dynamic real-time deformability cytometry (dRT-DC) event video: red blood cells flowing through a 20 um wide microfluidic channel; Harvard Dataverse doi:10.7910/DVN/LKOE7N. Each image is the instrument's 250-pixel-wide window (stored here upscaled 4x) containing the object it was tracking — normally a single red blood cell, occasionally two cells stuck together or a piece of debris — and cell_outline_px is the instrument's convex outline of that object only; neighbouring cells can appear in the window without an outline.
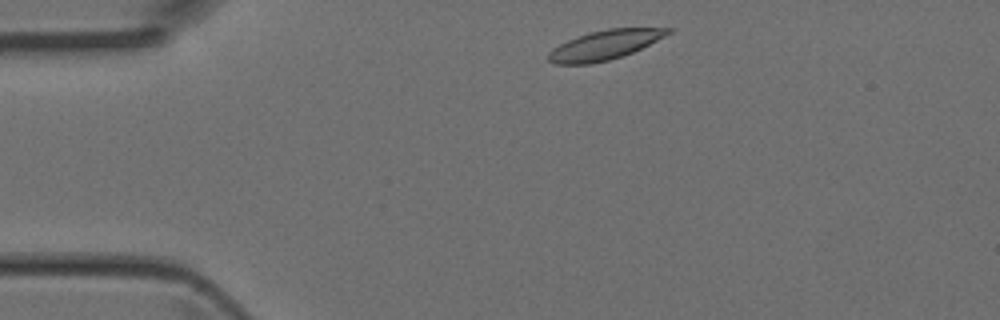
{"species": "Egyptian fruit bat (a non-hibernating species)", "species_latin": "Rousettus aegyptiacus", "temperature_condition": "room temperature", "stored_images_in_passage": 2, "camera_frame_rate_fps": 3000, "um_per_image_px": 0.085, "animal": {"sex": "female"}, "frame": {"image": 1, "passage_image": 1, "time_ms": 0.0, "image_size_px": [1000, 320], "cell_outline_px": [[672, 32], [632, 52], [608, 60], [588, 64], [556, 64], [548, 60], [548, 52], [552, 48], [568, 40], [592, 32], [608, 28], [672, 28]], "centroid_in_image_um": [51.36, 3.83], "position_along_channel_um": 33.6, "area_um2": 20.0}}